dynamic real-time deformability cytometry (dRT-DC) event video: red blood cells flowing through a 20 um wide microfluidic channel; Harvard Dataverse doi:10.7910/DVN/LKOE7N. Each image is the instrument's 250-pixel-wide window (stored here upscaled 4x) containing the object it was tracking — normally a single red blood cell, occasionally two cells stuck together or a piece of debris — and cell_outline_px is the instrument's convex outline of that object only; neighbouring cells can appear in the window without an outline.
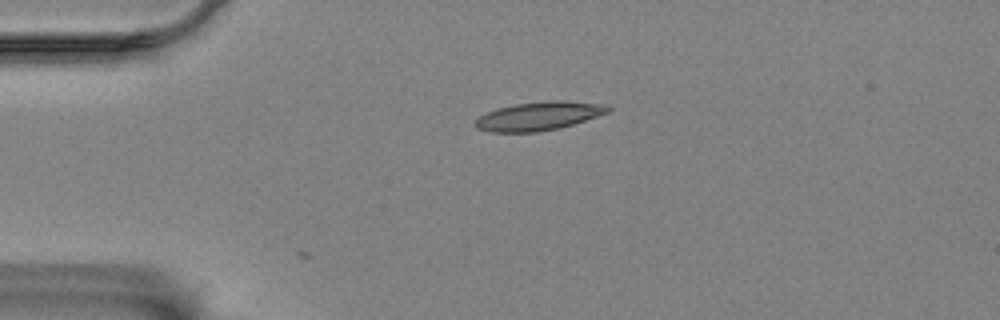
{"species": "Egyptian fruit bat (a non-hibernating species)", "species_latin": "Rousettus aegyptiacus", "temperature_condition": "room temperature", "stored_images_in_passage": 4, "camera_frame_rate_fps": 3000, "um_per_image_px": 0.085, "animal": {"sex": "female"}, "frame": {"image": 1, "passage_image": 1, "time_ms": 0.0, "image_size_px": [1000, 320], "cell_outline_px": [[612, 108], [608, 112], [572, 124], [556, 128], [536, 132], [488, 132], [476, 128], [476, 120], [480, 116], [496, 108], [516, 104], [548, 100], [564, 100], [604, 104]], "centroid_in_image_um": [45.78, 9.85], "position_along_channel_um": 39.2, "area_um2": 21.85}}